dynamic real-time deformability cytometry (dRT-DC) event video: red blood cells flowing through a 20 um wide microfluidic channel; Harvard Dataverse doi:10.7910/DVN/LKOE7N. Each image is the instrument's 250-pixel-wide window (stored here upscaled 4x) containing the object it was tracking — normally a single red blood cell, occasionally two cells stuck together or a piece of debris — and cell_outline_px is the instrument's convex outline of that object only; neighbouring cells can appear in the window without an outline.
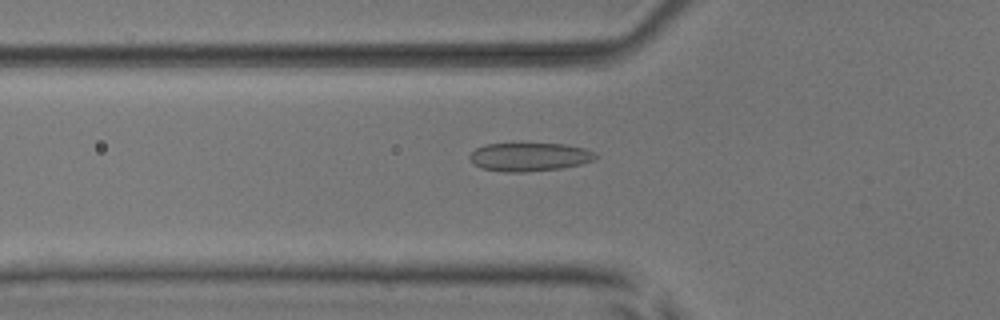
{"species": "common noctule bat (a hibernating species)", "species_latin": "Nyctalus noctula", "temperature_condition": "room temperature", "stored_images_in_passage": 53, "camera_frame_rate_fps": 3000, "um_per_image_px": 0.085, "animal": {"sex": "male", "body_mass_g": 17.9, "forearm_length_mm": 54.2}, "frame": {"image": 1, "passage_image": 19, "time_ms": 6.0, "image_size_px": [1000, 320], "cell_outline_px": [[600, 156], [592, 160], [580, 164], [560, 168], [524, 172], [504, 172], [480, 168], [472, 164], [468, 156], [476, 148], [488, 144], [564, 144], [584, 148], [596, 152]], "centroid_in_image_um": [44.99, 13.34], "position_along_channel_um": 80.8, "area_um2": 20.87}}
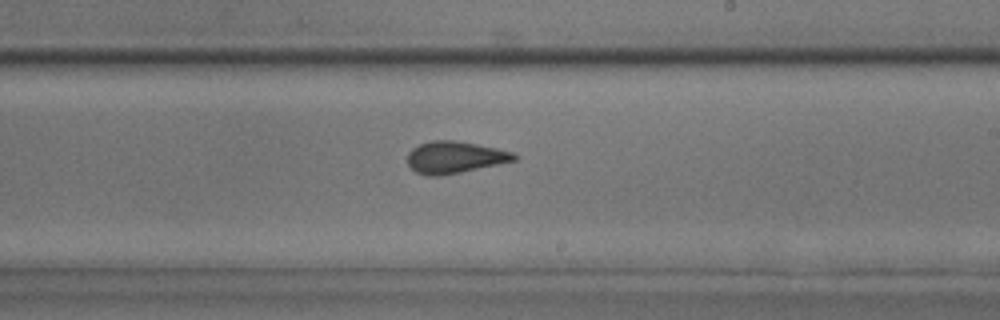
{"frame": {"image": 2, "passage_image": 32, "time_ms": 10.333, "image_size_px": [1000, 320], "cell_outline_px": [[520, 156], [516, 160], [500, 164], [440, 176], [428, 176], [416, 172], [408, 164], [408, 152], [412, 148], [420, 144], [432, 140], [456, 140], [496, 148], [512, 152]], "centroid_in_image_um": [38.66, 13.37], "position_along_channel_um": 250.3, "area_um2": 19.83}}
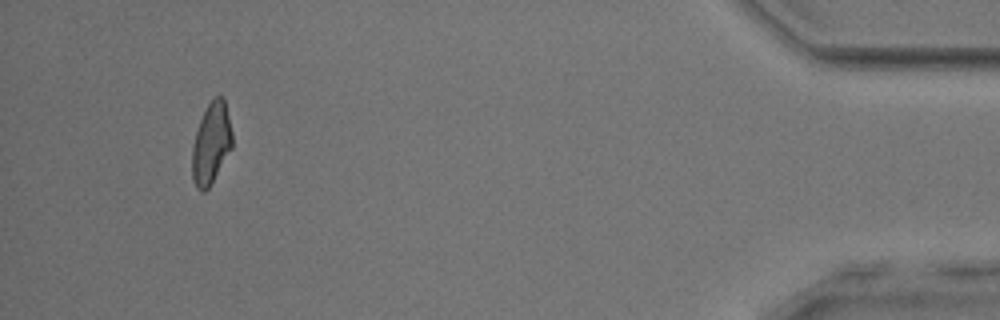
{"frame": {"image": 3, "passage_image": 50, "time_ms": 16.333, "image_size_px": [1000, 320], "cell_outline_px": [[232, 148], [208, 188], [204, 192], [200, 192], [196, 188], [192, 180], [192, 144], [200, 120], [208, 104], [216, 96], [224, 96], [232, 132]], "centroid_in_image_um": [17.94, 12.2], "position_along_channel_um": 417.3, "area_um2": 18.96}, "authors_computed_cell_mechanics": {"area_um2": 19.9988, "velocity_mm_per_s": 3.9124, "shape_relaxation_time_tau1_ms": 9.5928, "shape_relaxation_time_tau2_ms": 1.5136, "deformation_change_tau1": 0.2111, "deformation_change_tau2": 0.0731}}